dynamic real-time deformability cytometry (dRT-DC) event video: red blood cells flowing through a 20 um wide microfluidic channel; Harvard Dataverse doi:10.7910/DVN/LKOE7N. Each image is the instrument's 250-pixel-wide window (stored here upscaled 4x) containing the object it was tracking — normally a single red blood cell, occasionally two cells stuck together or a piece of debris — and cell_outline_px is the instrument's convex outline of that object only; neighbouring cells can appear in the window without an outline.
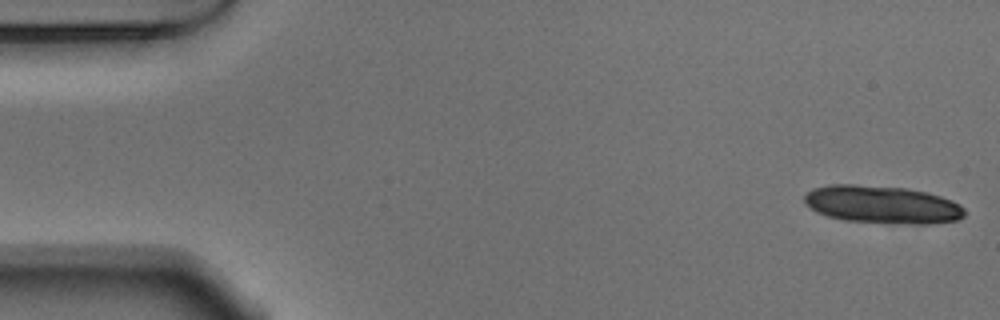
{"species": "Egyptian fruit bat (a non-hibernating species)", "species_latin": "Rousettus aegyptiacus", "temperature_condition": "warm", "stored_images_in_passage": 15, "camera_frame_rate_fps": 3000, "um_per_image_px": 0.085, "animal": {"sex": "male"}, "frame": {"image": 1, "passage_image": 1, "time_ms": 0.0, "image_size_px": [1000, 320], "cell_outline_px": [[964, 216], [956, 220], [932, 224], [900, 224], [844, 220], [828, 216], [816, 212], [804, 204], [804, 196], [812, 188], [828, 184], [856, 184], [908, 188], [928, 192], [952, 200], [960, 204], [964, 208]], "centroid_in_image_um": [74.98, 17.38], "position_along_channel_um": 10.0, "area_um2": 35.72}}